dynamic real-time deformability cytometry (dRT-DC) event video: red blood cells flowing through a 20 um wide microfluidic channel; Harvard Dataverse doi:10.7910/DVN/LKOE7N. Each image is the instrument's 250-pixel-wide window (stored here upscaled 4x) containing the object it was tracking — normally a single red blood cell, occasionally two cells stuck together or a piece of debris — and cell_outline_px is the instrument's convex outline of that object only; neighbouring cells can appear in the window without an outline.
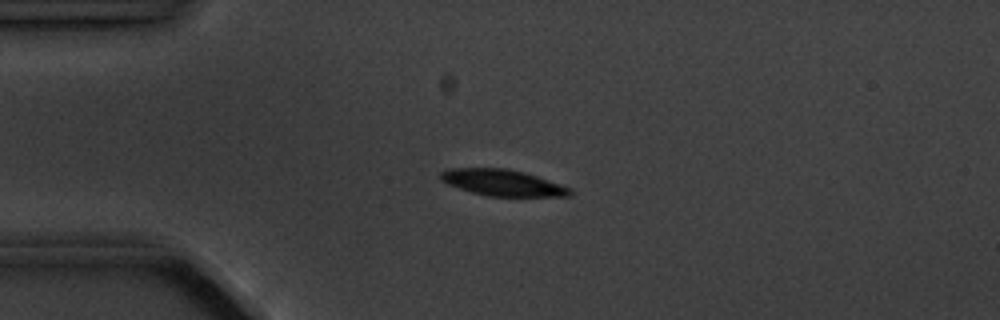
{"species": "common noctule bat (a hibernating species)", "species_latin": "Nyctalus noctula", "temperature_condition": "cold", "stored_images_in_passage": 5, "camera_frame_rate_fps": 3000, "um_per_image_px": 0.085, "animal": {"sex": "male", "body_mass_g": 20.1, "forearm_length_mm": 53.5}, "frame": {"image": 1, "passage_image": 3, "time_ms": 2.333, "image_size_px": [1000, 320], "cell_outline_px": [[572, 196], [488, 196], [472, 192], [448, 184], [440, 180], [440, 172], [452, 168], [508, 168], [524, 172], [572, 188]], "centroid_in_image_um": [42.73, 15.53], "position_along_channel_um": 42.3, "area_um2": 19.71}}